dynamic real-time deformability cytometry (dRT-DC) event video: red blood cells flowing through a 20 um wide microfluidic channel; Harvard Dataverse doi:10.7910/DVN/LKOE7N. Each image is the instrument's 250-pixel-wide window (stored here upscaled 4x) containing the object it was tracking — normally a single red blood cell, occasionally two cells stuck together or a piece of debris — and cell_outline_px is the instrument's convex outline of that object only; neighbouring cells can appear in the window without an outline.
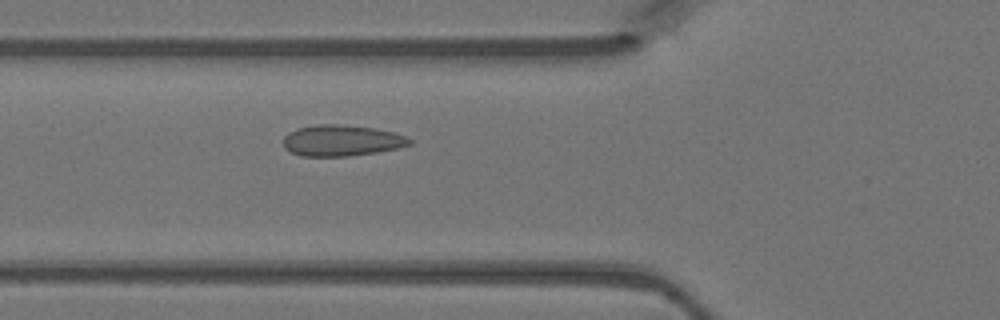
{"species": "Egyptian fruit bat (a non-hibernating species)", "species_latin": "Rousettus aegyptiacus", "temperature_condition": "warm", "stored_images_in_passage": 45, "camera_frame_rate_fps": 3000, "um_per_image_px": 0.085, "animal": {"sex": "female"}, "frame": {"image": 1, "passage_image": 15, "time_ms": 4.667, "image_size_px": [1000, 320], "cell_outline_px": [[412, 144], [396, 148], [376, 152], [348, 156], [300, 156], [284, 148], [284, 136], [288, 132], [296, 128], [316, 124], [340, 124], [376, 128], [396, 132], [408, 136], [412, 140]], "centroid_in_image_um": [29.05, 11.93], "position_along_channel_um": 96.7, "area_um2": 23.12}}
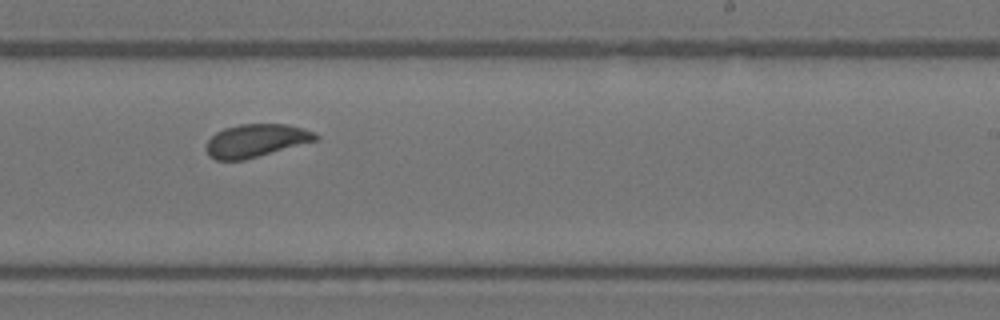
{"frame": {"image": 2, "passage_image": 27, "time_ms": 8.667, "image_size_px": [1000, 320], "cell_outline_px": [[320, 136], [316, 140], [244, 160], [216, 160], [208, 156], [204, 148], [208, 140], [216, 132], [224, 128], [240, 124], [288, 124], [304, 128], [316, 132]], "centroid_in_image_um": [21.73, 11.94], "position_along_channel_um": 267.3, "area_um2": 21.1}}
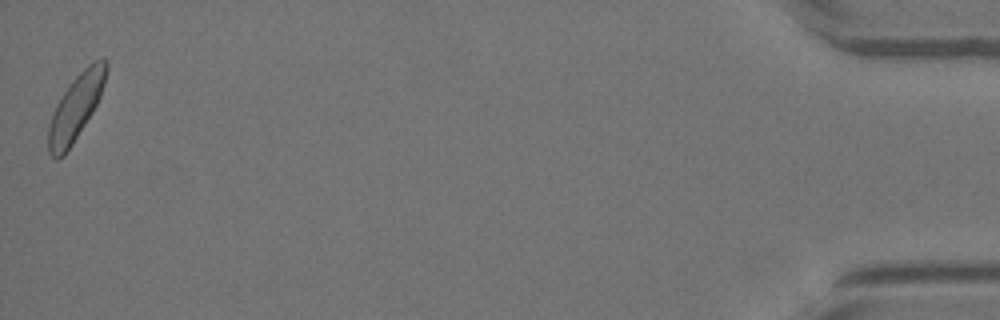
{"frame": {"image": 3, "passage_image": 45, "time_ms": 14.667, "image_size_px": [1000, 320], "cell_outline_px": [[108, 72], [100, 96], [92, 112], [72, 144], [64, 156], [56, 160], [48, 152], [48, 124], [56, 104], [72, 80], [92, 60], [104, 56], [108, 60]], "centroid_in_image_um": [6.46, 9.08], "position_along_channel_um": 428.7, "area_um2": 22.14}}